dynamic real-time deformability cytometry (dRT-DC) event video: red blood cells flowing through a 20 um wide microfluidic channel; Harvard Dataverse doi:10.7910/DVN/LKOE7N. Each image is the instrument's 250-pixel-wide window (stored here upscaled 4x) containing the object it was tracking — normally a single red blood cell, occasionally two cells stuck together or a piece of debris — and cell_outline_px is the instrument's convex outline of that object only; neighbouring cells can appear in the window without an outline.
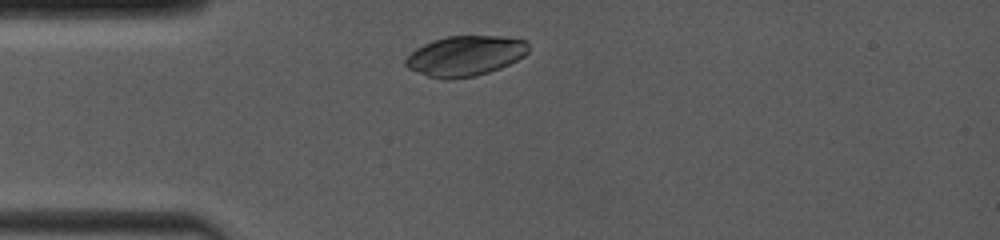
{"species": "common noctule bat (a hibernating species)", "species_latin": "Nyctalus noctula", "temperature_condition": "room temperature", "stored_images_in_passage": 46, "camera_frame_rate_fps": 4000, "um_per_image_px": 0.085, "animal": {"sex": "female", "body_mass_g": 19.0, "forearm_length_mm": 53.3}, "frame": {"image": 1, "passage_image": 4, "time_ms": 0.75, "image_size_px": [1000, 240], "cell_outline_px": [[528, 52], [524, 56], [500, 68], [476, 76], [448, 80], [428, 76], [408, 68], [404, 64], [404, 60], [416, 48], [432, 40], [448, 36], [500, 36], [528, 40]], "centroid_in_image_um": [39.55, 4.75], "position_along_channel_um": 45.5, "area_um2": 28.78}}
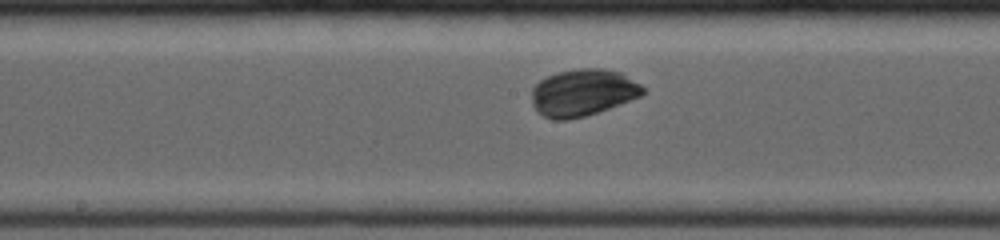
{"frame": {"image": 2, "passage_image": 22, "time_ms": 5.0, "image_size_px": [1000, 240], "cell_outline_px": [[644, 92], [640, 96], [620, 104], [584, 116], [568, 120], [552, 120], [536, 112], [532, 104], [532, 88], [540, 80], [548, 76], [560, 72], [580, 68], [604, 68], [620, 72], [640, 84], [644, 88]], "centroid_in_image_um": [49.51, 7.88], "position_along_channel_um": 198.7, "area_um2": 30.29}}
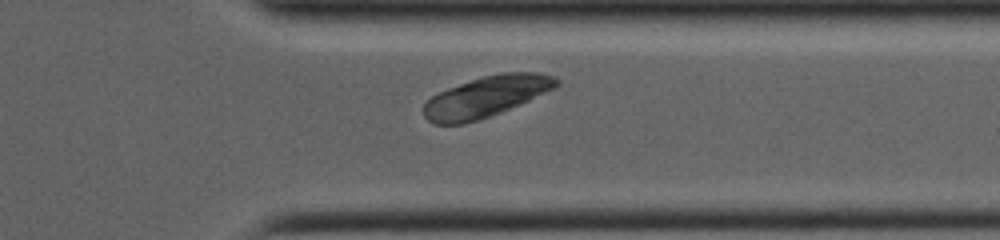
{"frame": {"image": 3, "passage_image": 41, "time_ms": 9.25, "image_size_px": [1000, 240], "cell_outline_px": [[560, 84], [556, 88], [520, 104], [488, 116], [464, 124], [432, 124], [424, 116], [424, 104], [432, 96], [448, 88], [484, 76], [500, 72], [540, 72], [556, 76], [560, 80]], "centroid_in_image_um": [41.37, 8.2], "position_along_channel_um": 370.0, "area_um2": 31.39}}